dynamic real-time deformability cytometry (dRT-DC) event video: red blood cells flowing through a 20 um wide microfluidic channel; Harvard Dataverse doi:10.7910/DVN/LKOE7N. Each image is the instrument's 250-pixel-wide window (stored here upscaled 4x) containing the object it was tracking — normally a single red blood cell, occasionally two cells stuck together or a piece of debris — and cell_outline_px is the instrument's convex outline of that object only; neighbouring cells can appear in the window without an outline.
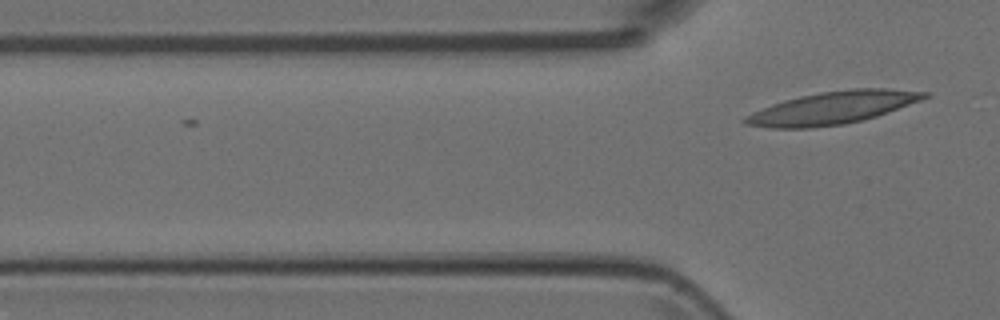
{"species": "Egyptian fruit bat (a non-hibernating species)", "species_latin": "Rousettus aegyptiacus", "temperature_condition": "room temperature", "stored_images_in_passage": 2, "camera_frame_rate_fps": 3000, "um_per_image_px": 0.085, "animal": {"sex": "female"}, "frame": {"image": 1, "passage_image": 2, "time_ms": 0.333, "image_size_px": [1000, 320], "cell_outline_px": [[932, 92], [928, 96], [920, 100], [876, 116], [844, 124], [812, 128], [772, 128], [744, 124], [740, 120], [744, 116], [772, 104], [784, 100], [800, 96], [820, 92], [852, 88], [884, 88]], "centroid_in_image_um": [70.74, 9.16], "position_along_channel_um": 55.1, "area_um2": 33.81}}